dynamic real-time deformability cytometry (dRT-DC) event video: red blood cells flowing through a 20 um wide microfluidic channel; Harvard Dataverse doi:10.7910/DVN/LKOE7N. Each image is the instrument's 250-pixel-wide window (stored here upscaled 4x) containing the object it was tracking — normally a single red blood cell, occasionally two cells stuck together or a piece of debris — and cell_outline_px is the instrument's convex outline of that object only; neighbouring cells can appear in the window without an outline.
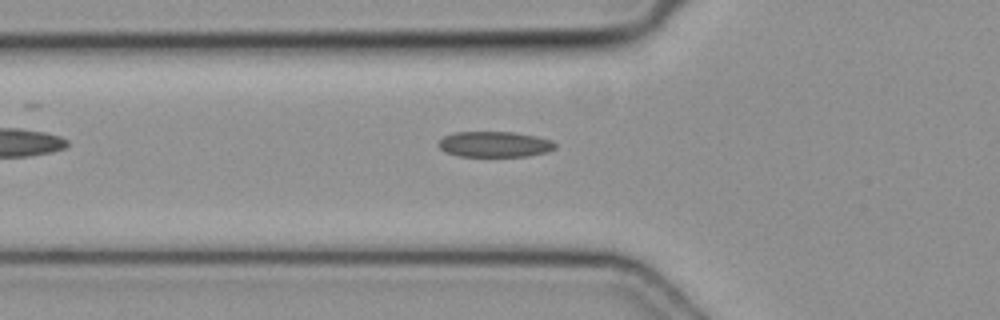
{"species": "common noctule bat (a hibernating species)", "species_latin": "Nyctalus noctula", "temperature_condition": "cold", "stored_images_in_passage": 36, "segment_of_instrument_passage": [1, 2], "camera_frame_rate_fps": 3000, "um_per_image_px": 0.085, "animal": {"sex": "female", "body_mass_g": 19.3, "forearm_length_mm": 54.1}, "frame": {"image": 1, "passage_image": 3, "time_ms": 0.667, "image_size_px": [1000, 320], "cell_outline_px": [[556, 148], [548, 152], [528, 156], [460, 156], [448, 152], [440, 148], [436, 144], [444, 136], [456, 132], [516, 132], [536, 136], [552, 140], [556, 144]], "centroid_in_image_um": [42.08, 12.26], "position_along_channel_um": 83.7, "area_um2": 17.46}}
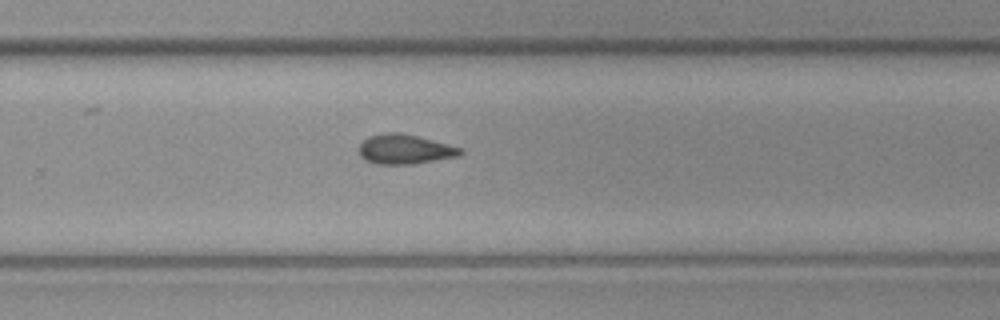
{"frame": {"image": 2, "passage_image": 18, "time_ms": 5.667, "image_size_px": [1000, 320], "cell_outline_px": [[464, 152], [460, 156], [412, 164], [376, 164], [364, 160], [360, 156], [360, 144], [368, 136], [384, 132], [400, 132], [464, 148]], "centroid_in_image_um": [34.42, 12.69], "position_along_channel_um": 295.4, "area_um2": 17.63}}
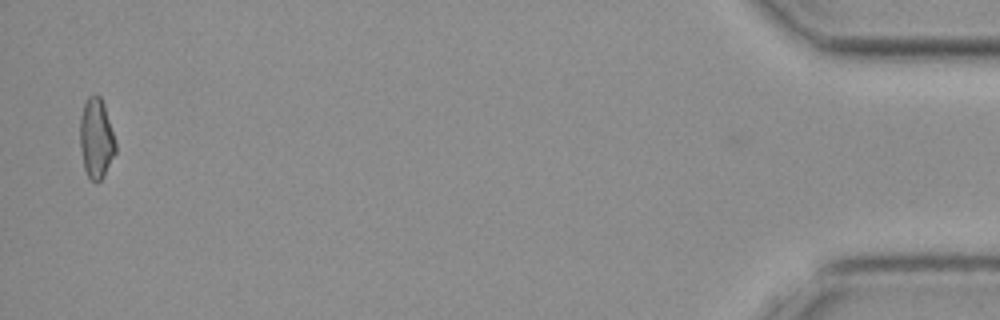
{"frame": {"image": 3, "passage_image": 34, "time_ms": 11.0, "image_size_px": [1000, 320], "cell_outline_px": [[116, 152], [100, 180], [92, 180], [88, 176], [84, 168], [80, 148], [80, 116], [84, 104], [88, 96], [100, 96], [104, 104], [116, 144]], "centroid_in_image_um": [8.16, 11.74], "position_along_channel_um": 427.0, "area_um2": 16.24}}